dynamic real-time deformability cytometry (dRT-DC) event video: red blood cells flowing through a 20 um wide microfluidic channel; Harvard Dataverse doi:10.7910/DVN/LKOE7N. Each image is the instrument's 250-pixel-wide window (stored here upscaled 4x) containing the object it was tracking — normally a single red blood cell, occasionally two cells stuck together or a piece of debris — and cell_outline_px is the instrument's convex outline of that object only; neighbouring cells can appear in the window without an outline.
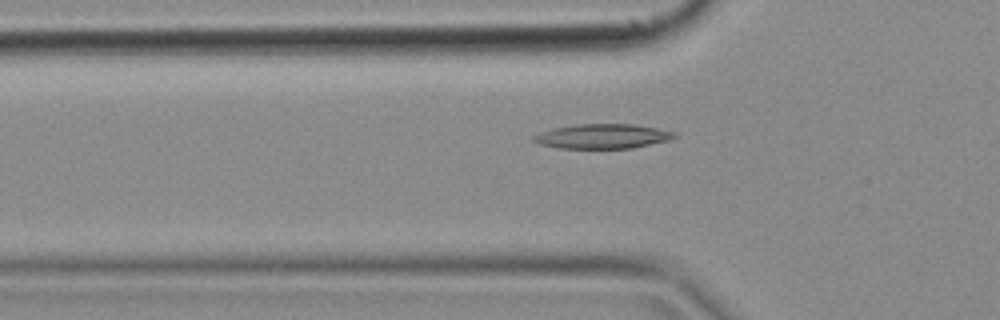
{"species": "common noctule bat (a hibernating species)", "species_latin": "Nyctalus noctula", "temperature_condition": "cold", "stored_images_in_passage": 51, "segment_of_instrument_passage": [1, 2], "camera_frame_rate_fps": 3000, "um_per_image_px": 0.085, "animal": {"sex": "female", "body_mass_g": 18.4}, "frame": {"image": 1, "passage_image": 16, "time_ms": 5.0, "image_size_px": [1000, 320], "cell_outline_px": [[680, 136], [668, 140], [632, 148], [560, 148], [540, 144], [532, 140], [532, 136], [540, 132], [552, 128], [576, 124], [636, 124], [676, 132]], "centroid_in_image_um": [51.22, 11.57], "position_along_channel_um": 74.6, "area_um2": 20.23}}
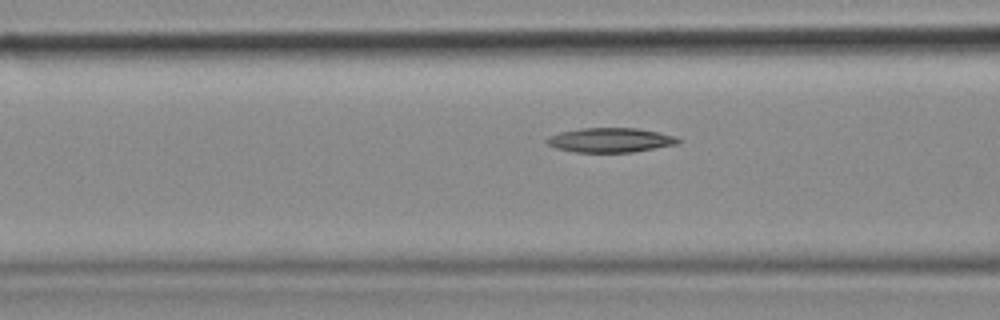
{"frame": {"image": 2, "passage_image": 19, "time_ms": 6.0, "image_size_px": [1000, 320], "cell_outline_px": [[680, 144], [632, 152], [576, 152], [556, 148], [548, 144], [544, 140], [548, 136], [560, 132], [580, 128], [636, 128], [660, 132], [676, 136], [680, 140]], "centroid_in_image_um": [51.9, 11.9], "position_along_channel_um": 114.7, "area_um2": 18.84}}
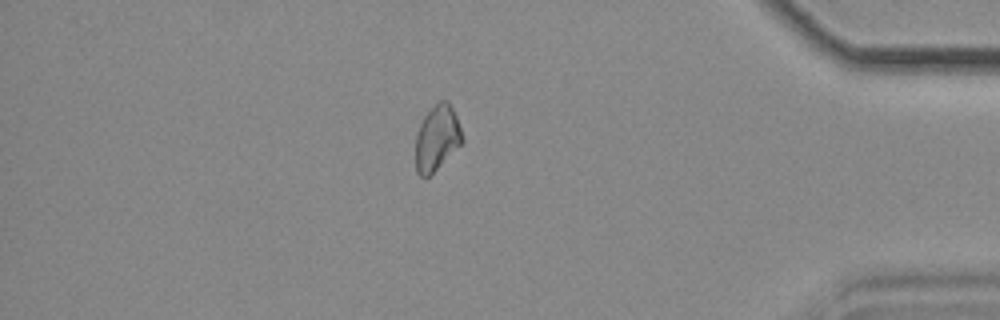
{"frame": {"image": 3, "passage_image": 43, "time_ms": 14.0, "image_size_px": [1000, 320], "cell_outline_px": [[464, 140], [428, 176], [420, 176], [416, 172], [416, 136], [420, 124], [424, 116], [440, 100], [448, 100], [456, 116]], "centroid_in_image_um": [37.13, 11.7], "position_along_channel_um": 398.1, "area_um2": 17.17}}